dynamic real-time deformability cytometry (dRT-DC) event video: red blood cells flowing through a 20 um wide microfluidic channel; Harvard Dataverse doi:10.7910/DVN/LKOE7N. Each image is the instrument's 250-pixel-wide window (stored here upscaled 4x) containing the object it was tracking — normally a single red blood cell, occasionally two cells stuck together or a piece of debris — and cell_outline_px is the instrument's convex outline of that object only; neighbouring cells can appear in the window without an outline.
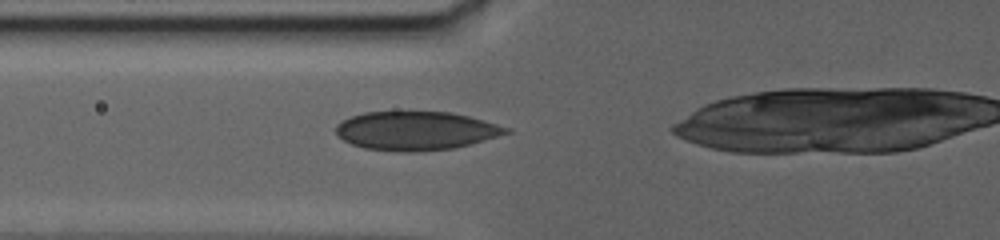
{"species": "human", "species_latin": "Homo sapiens", "temperature_condition": "warm", "stored_images_in_passage": 27, "camera_frame_rate_fps": 3000, "um_per_image_px": 0.085, "donor": {"sex": "female"}, "frame": {"image": 1, "passage_image": 2, "time_ms": 0.667, "image_size_px": [1000, 240], "cell_outline_px": [[512, 132], [472, 144], [452, 148], [416, 152], [400, 152], [364, 148], [352, 144], [344, 140], [336, 132], [336, 124], [340, 120], [364, 112], [396, 108], [452, 112], [484, 120], [512, 128]], "centroid_in_image_um": [35.35, 11.06], "position_along_channel_um": 90.5, "area_um2": 39.82}}
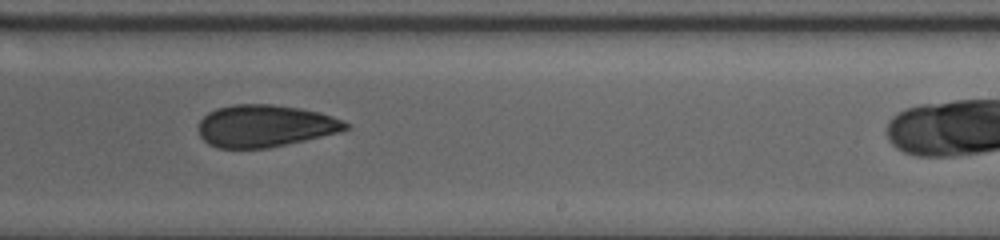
{"frame": {"image": 2, "passage_image": 16, "time_ms": 6.667, "image_size_px": [1000, 240], "cell_outline_px": [[352, 124], [348, 128], [336, 132], [304, 140], [268, 148], [216, 148], [208, 144], [200, 136], [200, 120], [208, 112], [216, 108], [232, 104], [272, 104], [300, 108], [320, 112], [344, 120]], "centroid_in_image_um": [22.52, 10.69], "position_along_channel_um": 266.5, "area_um2": 36.07}}
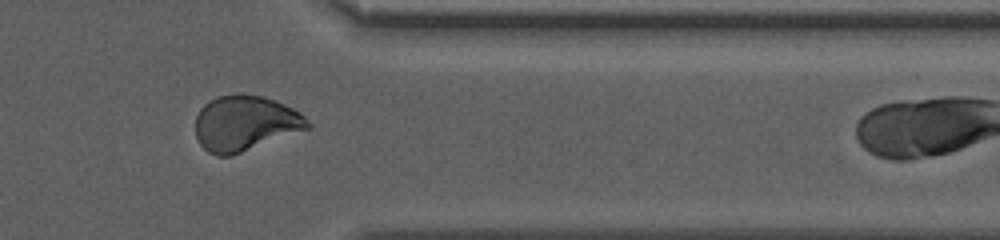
{"frame": {"image": 3, "passage_image": 25, "time_ms": 11.0, "image_size_px": [1000, 240], "cell_outline_px": [[312, 128], [232, 156], [216, 156], [208, 152], [200, 144], [196, 136], [196, 116], [200, 108], [204, 104], [216, 96], [240, 92], [264, 96], [276, 100], [300, 112], [312, 124]], "centroid_in_image_um": [20.86, 10.47], "position_along_channel_um": 390.5, "area_um2": 36.93}}